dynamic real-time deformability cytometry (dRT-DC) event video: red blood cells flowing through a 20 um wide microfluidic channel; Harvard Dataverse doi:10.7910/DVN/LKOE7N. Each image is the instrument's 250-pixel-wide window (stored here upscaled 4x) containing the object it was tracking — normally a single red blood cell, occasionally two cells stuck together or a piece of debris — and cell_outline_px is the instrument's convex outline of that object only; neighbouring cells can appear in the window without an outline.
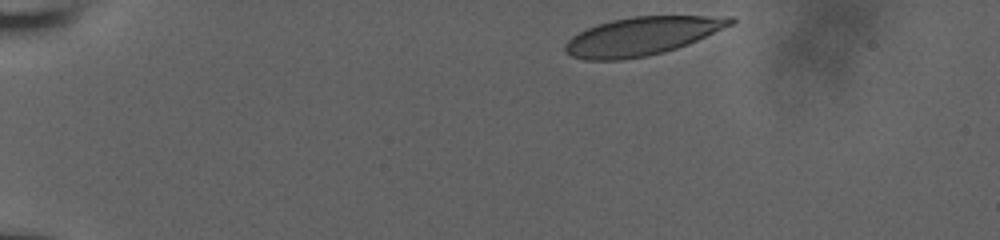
{"species": "human", "species_latin": "Homo sapiens", "temperature_condition": "room temperature", "stored_images_in_passage": 39, "camera_frame_rate_fps": 3000, "um_per_image_px": 0.085, "donor": {"sex": "male"}, "frame": {"image": 1, "passage_image": 1, "time_ms": 0.0, "image_size_px": [1000, 240], "cell_outline_px": [[736, 20], [732, 24], [688, 44], [664, 52], [648, 56], [620, 60], [584, 60], [572, 56], [564, 52], [564, 44], [572, 36], [596, 24], [612, 20], [632, 16], [732, 16]], "centroid_in_image_um": [54.53, 3.07], "position_along_channel_um": 30.5, "area_um2": 36.76}}
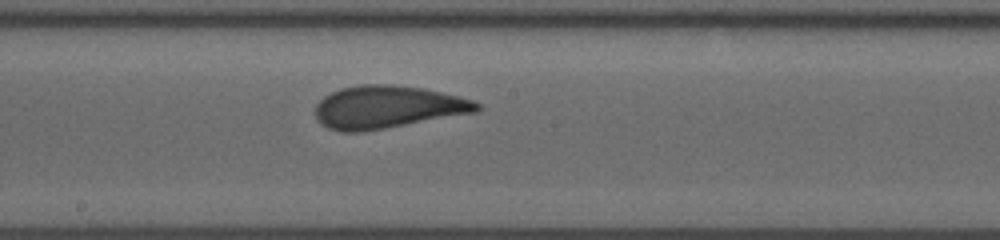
{"frame": {"image": 2, "passage_image": 23, "time_ms": 7.333, "image_size_px": [1000, 240], "cell_outline_px": [[480, 108], [476, 112], [364, 132], [344, 132], [328, 128], [320, 124], [316, 120], [316, 104], [324, 96], [340, 88], [360, 84], [392, 84], [424, 88], [472, 100], [480, 104]], "centroid_in_image_um": [32.89, 9.1], "position_along_channel_um": 215.3, "area_um2": 40.17}}
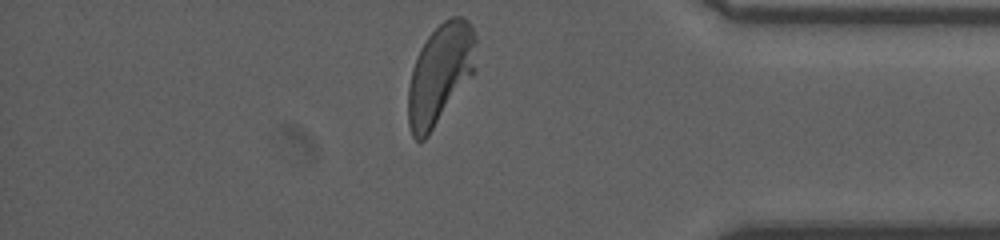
{"frame": {"image": 3, "passage_image": 39, "time_ms": 12.667, "image_size_px": [1000, 240], "cell_outline_px": [[476, 40], [472, 76], [428, 136], [424, 140], [416, 140], [412, 136], [408, 124], [408, 84], [412, 68], [420, 48], [428, 36], [444, 20], [452, 16], [460, 16], [468, 20], [472, 24], [476, 36]], "centroid_in_image_um": [37.39, 6.28], "position_along_channel_um": 397.8, "area_um2": 39.48}, "authors_computed_cell_mechanics": {"area_um2": 39.4774, "velocity_mm_per_s": 3.8109, "shape_relaxation_time_tau1_ms": 3.8884, "shape_relaxation_time_tau2_ms": 0.929, "deformation_change_tau1": 0.1498, "deformation_change_tau2": 0.063}}